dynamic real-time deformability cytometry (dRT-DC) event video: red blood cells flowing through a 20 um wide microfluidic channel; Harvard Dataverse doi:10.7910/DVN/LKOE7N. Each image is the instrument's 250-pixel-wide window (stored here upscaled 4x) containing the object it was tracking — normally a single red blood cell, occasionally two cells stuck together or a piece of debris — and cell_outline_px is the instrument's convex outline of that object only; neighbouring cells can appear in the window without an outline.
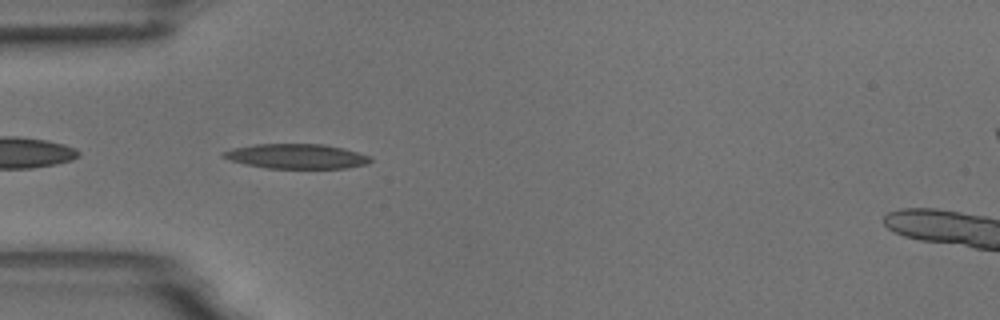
{"species": "common noctule bat (a hibernating species)", "species_latin": "Nyctalus noctula", "temperature_condition": "room temperature", "stored_images_in_passage": 10, "camera_frame_rate_fps": 3000, "um_per_image_px": 0.085, "animal": {"sex": "male", "body_mass_g": 18.8}, "frame": {"image": 1, "passage_image": 5, "time_ms": 4.667, "image_size_px": [1000, 320], "cell_outline_px": [[372, 160], [368, 164], [348, 168], [268, 168], [244, 164], [220, 156], [224, 152], [232, 148], [256, 144], [324, 144], [344, 148], [372, 156]], "centroid_in_image_um": [25.25, 13.28], "position_along_channel_um": 59.7, "area_um2": 21.27}}
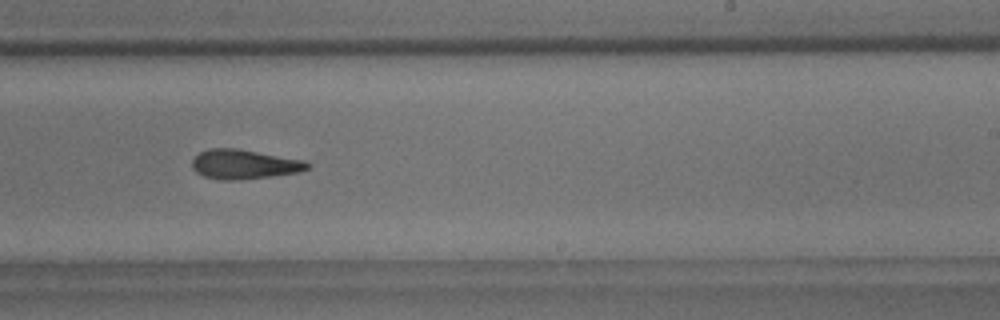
{"frame": {"image": 2, "passage_image": 10, "time_ms": 10.333, "image_size_px": [1000, 320], "cell_outline_px": [[312, 164], [308, 168], [300, 172], [240, 180], [220, 180], [204, 176], [196, 172], [192, 168], [192, 160], [200, 152], [208, 148], [236, 148], [304, 160]], "centroid_in_image_um": [20.74, 13.96], "position_along_channel_um": 268.3, "area_um2": 19.83}}